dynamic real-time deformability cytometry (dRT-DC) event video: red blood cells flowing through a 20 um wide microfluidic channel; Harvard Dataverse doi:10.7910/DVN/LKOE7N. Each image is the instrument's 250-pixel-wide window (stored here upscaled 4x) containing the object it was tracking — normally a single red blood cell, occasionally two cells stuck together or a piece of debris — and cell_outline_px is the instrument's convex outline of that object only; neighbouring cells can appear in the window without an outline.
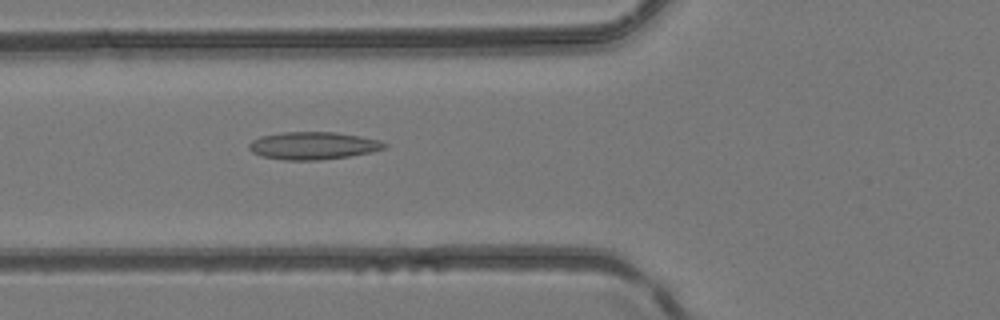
{"species": "common noctule bat (a hibernating species)", "species_latin": "Nyctalus noctula", "temperature_condition": "room temperature", "stored_images_in_passage": 47, "camera_frame_rate_fps": 3000, "um_per_image_px": 0.085, "animal": {"sex": "female", "body_mass_g": 24.6, "forearm_length_mm": 56.2}, "frame": {"image": 1, "passage_image": 18, "time_ms": 5.667, "image_size_px": [1000, 320], "cell_outline_px": [[388, 144], [384, 148], [372, 152], [348, 156], [320, 160], [284, 160], [260, 156], [252, 152], [248, 148], [248, 144], [252, 140], [260, 136], [280, 132], [336, 132], [360, 136], [380, 140]], "centroid_in_image_um": [26.59, 12.38], "position_along_channel_um": 99.2, "area_um2": 21.91}}
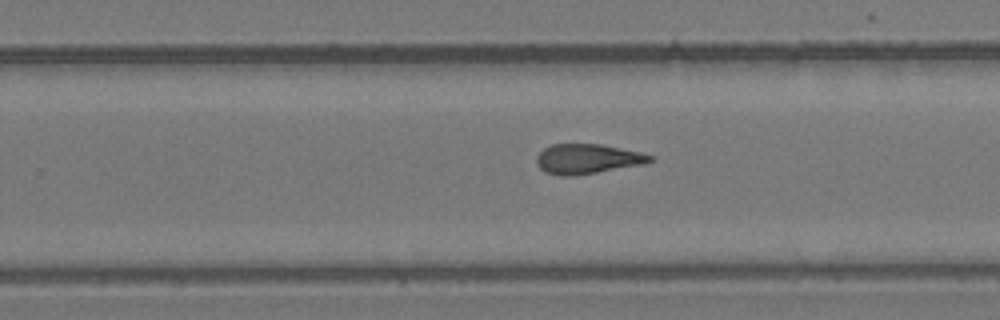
{"frame": {"image": 2, "passage_image": 30, "time_ms": 9.667, "image_size_px": [1000, 320], "cell_outline_px": [[656, 160], [644, 164], [572, 176], [560, 176], [544, 172], [536, 164], [536, 156], [544, 148], [552, 144], [600, 144], [640, 152], [656, 156]], "centroid_in_image_um": [49.94, 13.51], "position_along_channel_um": 279.9, "area_um2": 19.83}}
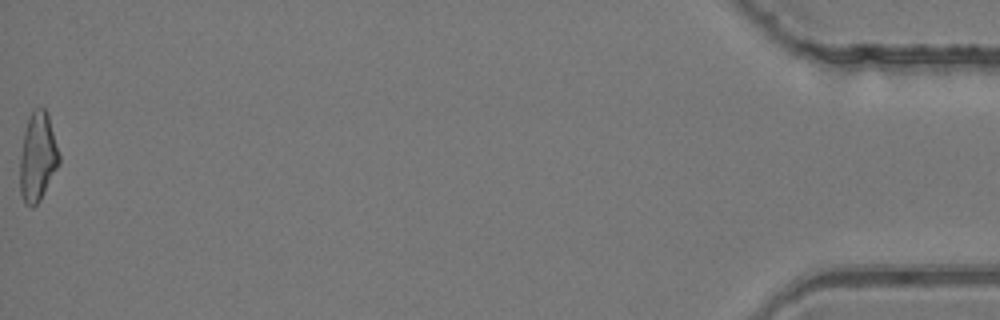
{"frame": {"image": 3, "passage_image": 47, "time_ms": 15.333, "image_size_px": [1000, 320], "cell_outline_px": [[60, 164], [40, 200], [32, 208], [24, 204], [20, 192], [20, 156], [24, 132], [28, 116], [32, 108], [44, 108], [48, 116], [60, 156]], "centroid_in_image_um": [3.19, 13.36], "position_along_channel_um": 432.0, "area_um2": 20.35}}